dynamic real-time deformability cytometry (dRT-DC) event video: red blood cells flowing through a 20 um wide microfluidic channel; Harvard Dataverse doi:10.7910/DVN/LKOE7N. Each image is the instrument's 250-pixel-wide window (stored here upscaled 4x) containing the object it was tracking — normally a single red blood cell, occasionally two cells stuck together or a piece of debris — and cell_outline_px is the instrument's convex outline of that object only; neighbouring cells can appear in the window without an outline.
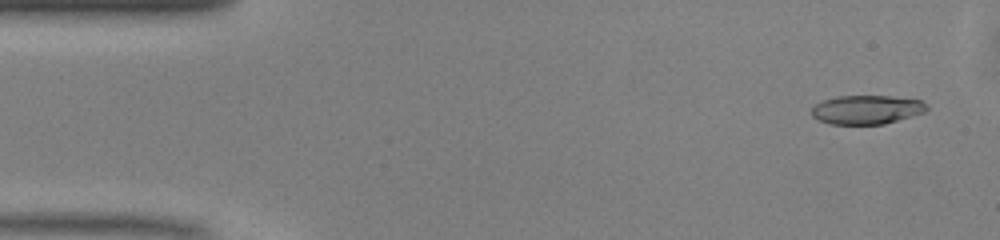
{"species": "common noctule bat (a hibernating species)", "species_latin": "Nyctalus noctula", "temperature_condition": "warm", "stored_images_in_passage": 47, "camera_frame_rate_fps": 3000, "um_per_image_px": 0.085, "animal": {"sex": "male", "body_mass_g": 13.0, "forearm_length_mm": 53.1}, "frame": {"image": 1, "passage_image": 1, "time_ms": 0.0, "image_size_px": [1000, 240], "cell_outline_px": [[928, 108], [924, 112], [912, 116], [884, 124], [828, 124], [816, 120], [812, 116], [812, 108], [816, 104], [824, 100], [836, 96], [892, 96], [920, 100], [928, 104]], "centroid_in_image_um": [73.66, 9.32], "position_along_channel_um": 11.3, "area_um2": 19.48}}
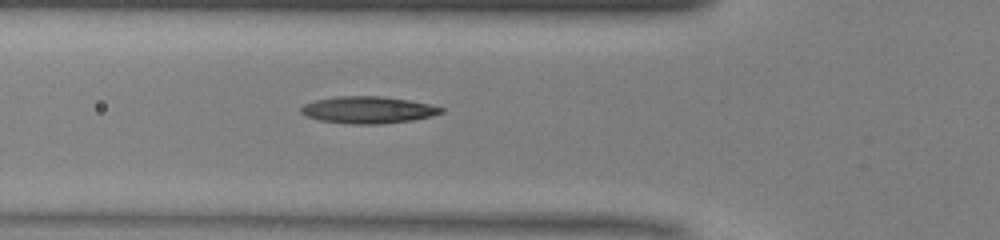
{"frame": {"image": 2, "passage_image": 15, "time_ms": 4.667, "image_size_px": [1000, 240], "cell_outline_px": [[444, 112], [432, 116], [412, 120], [380, 124], [352, 124], [320, 120], [308, 116], [300, 112], [300, 108], [304, 104], [316, 100], [336, 96], [380, 96], [408, 100], [428, 104], [444, 108]], "centroid_in_image_um": [31.29, 9.34], "position_along_channel_um": 94.5, "area_um2": 21.85}}
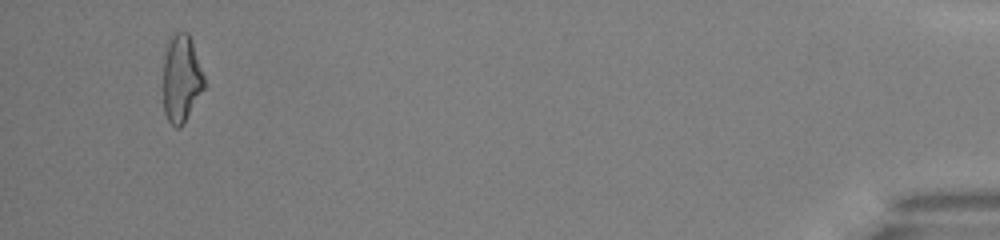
{"frame": {"image": 3, "passage_image": 45, "time_ms": 14.667, "image_size_px": [1000, 240], "cell_outline_px": [[204, 88], [184, 124], [180, 128], [176, 128], [168, 120], [164, 112], [164, 60], [168, 44], [172, 32], [188, 32], [204, 76]], "centroid_in_image_um": [15.41, 6.7], "position_along_channel_um": 419.8, "area_um2": 20.63}, "authors_computed_cell_mechanics": {"area_um2": 20.6924, "velocity_mm_per_s": 4.1295, "shape_relaxation_time_tau1_ms": 6.8205, "shape_relaxation_time_tau2_ms": 2.7735, "deformation_change_tau1": 0.2294, "deformation_change_tau2": 0.1339}}